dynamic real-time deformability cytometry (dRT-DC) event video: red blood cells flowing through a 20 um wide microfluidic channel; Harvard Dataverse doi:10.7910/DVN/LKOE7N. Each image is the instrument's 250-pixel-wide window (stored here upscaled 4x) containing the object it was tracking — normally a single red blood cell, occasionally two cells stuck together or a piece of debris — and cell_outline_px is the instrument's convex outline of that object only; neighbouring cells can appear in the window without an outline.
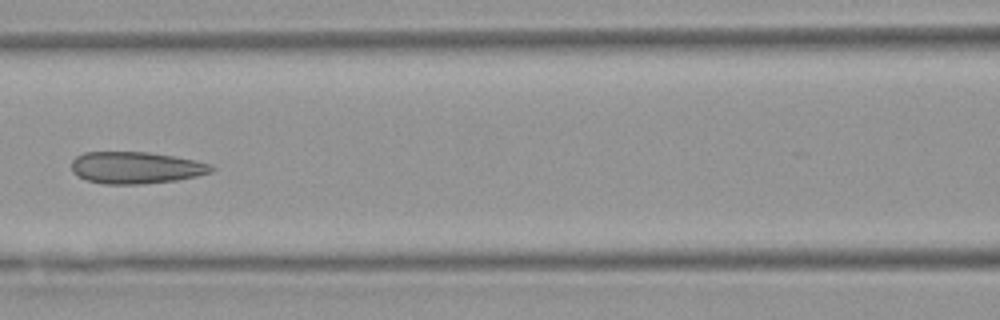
{"species": "Egyptian fruit bat (a non-hibernating species)", "species_latin": "Rousettus aegyptiacus", "temperature_condition": "warm", "stored_images_in_passage": 5, "camera_frame_rate_fps": 3000, "um_per_image_px": 0.085, "animal": {"sex": "female"}, "frame": {"image": 1, "passage_image": 5, "time_ms": 5.333, "image_size_px": [1000, 320], "cell_outline_px": [[216, 168], [212, 172], [180, 180], [140, 184], [104, 184], [88, 180], [76, 176], [72, 172], [72, 160], [76, 156], [84, 152], [148, 152], [196, 160], [212, 164]], "centroid_in_image_um": [11.57, 14.25], "position_along_channel_um": 155.0, "area_um2": 26.18}}